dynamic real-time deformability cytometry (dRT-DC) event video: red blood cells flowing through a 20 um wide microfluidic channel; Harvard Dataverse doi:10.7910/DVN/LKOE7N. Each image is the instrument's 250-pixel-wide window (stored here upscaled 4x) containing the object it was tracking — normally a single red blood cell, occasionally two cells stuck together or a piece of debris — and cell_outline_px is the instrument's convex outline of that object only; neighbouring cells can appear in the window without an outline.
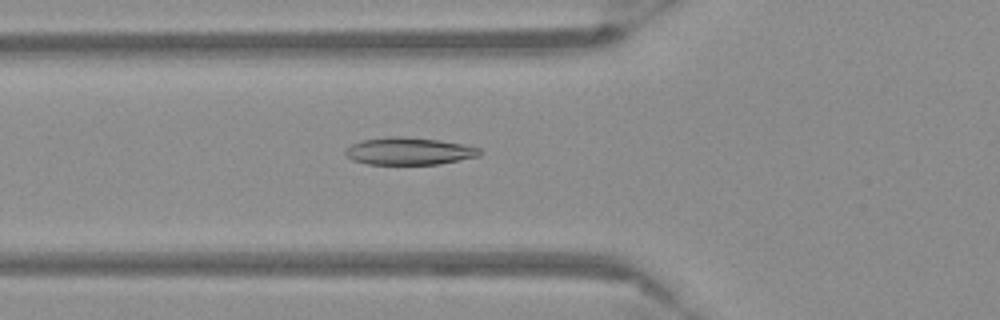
{"species": "Egyptian fruit bat (a non-hibernating species)", "species_latin": "Rousettus aegyptiacus", "temperature_condition": "warm", "stored_images_in_passage": 46, "camera_frame_rate_fps": 3000, "um_per_image_px": 0.085, "frame": {"image": 1, "passage_image": 12, "time_ms": 3.667, "image_size_px": [1000, 320], "cell_outline_px": [[484, 152], [480, 156], [440, 164], [368, 164], [352, 160], [344, 152], [352, 144], [364, 140], [392, 136], [396, 136], [440, 140], [464, 144], [480, 148]], "centroid_in_image_um": [34.84, 12.85], "position_along_channel_um": 91.0, "area_um2": 21.33}}
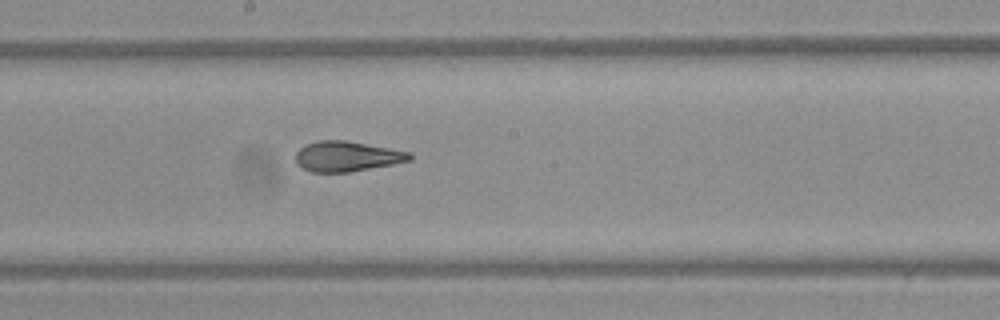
{"frame": {"image": 2, "passage_image": 22, "time_ms": 7.0, "image_size_px": [1000, 320], "cell_outline_px": [[412, 160], [392, 164], [348, 172], [312, 172], [300, 168], [296, 164], [296, 152], [304, 144], [316, 140], [348, 140], [412, 152]], "centroid_in_image_um": [29.46, 13.28], "position_along_channel_um": 218.7, "area_um2": 20.35}}
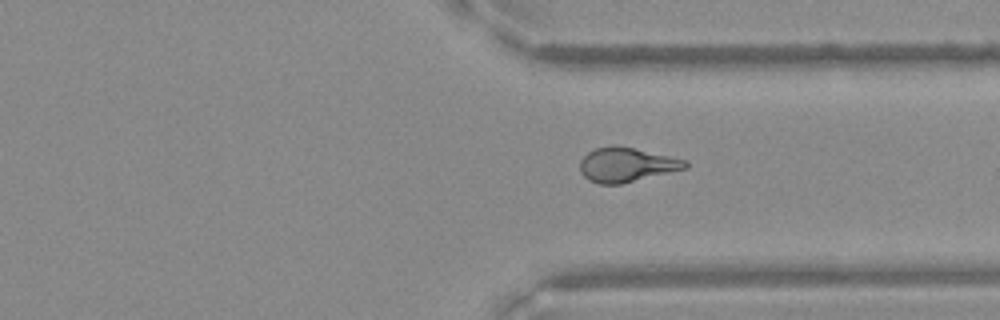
{"frame": {"image": 3, "passage_image": 33, "time_ms": 10.667, "image_size_px": [1000, 320], "cell_outline_px": [[688, 168], [620, 184], [600, 184], [588, 180], [580, 172], [580, 160], [588, 152], [596, 148], [612, 144], [616, 144], [688, 160]], "centroid_in_image_um": [53.25, 13.99], "position_along_channel_um": 358.2, "area_um2": 21.21}}